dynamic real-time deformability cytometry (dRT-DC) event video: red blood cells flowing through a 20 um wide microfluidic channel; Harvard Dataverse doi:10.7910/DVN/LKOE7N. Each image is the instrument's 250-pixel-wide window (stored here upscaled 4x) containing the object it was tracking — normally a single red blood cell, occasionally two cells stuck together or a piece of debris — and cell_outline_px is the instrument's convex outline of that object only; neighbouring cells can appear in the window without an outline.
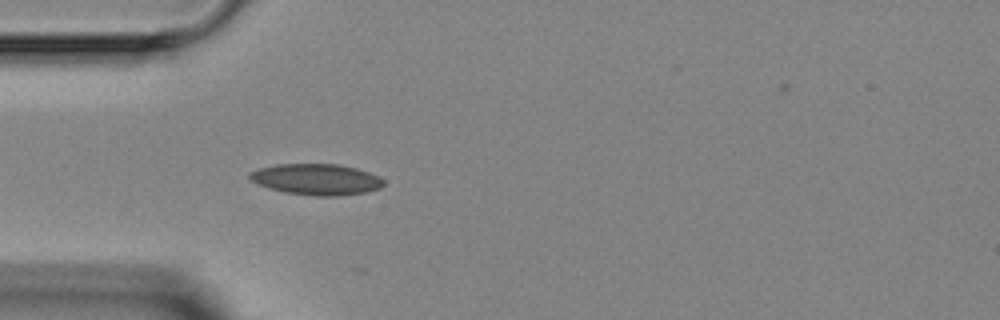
{"species": "Egyptian fruit bat (a non-hibernating species)", "species_latin": "Rousettus aegyptiacus", "temperature_condition": "room temperature", "stored_images_in_passage": 1, "camera_frame_rate_fps": 3000, "um_per_image_px": 0.085, "animal": {"sex": "female"}, "frame": {"image": 1, "passage_image": 1, "time_ms": 0.0, "image_size_px": [1000, 320], "cell_outline_px": [[384, 184], [380, 188], [364, 192], [340, 196], [316, 196], [288, 192], [268, 188], [256, 184], [248, 176], [248, 172], [260, 168], [276, 164], [336, 164], [356, 168], [380, 176], [384, 180]], "centroid_in_image_um": [26.89, 15.24], "position_along_channel_um": 58.1, "area_um2": 24.22}}